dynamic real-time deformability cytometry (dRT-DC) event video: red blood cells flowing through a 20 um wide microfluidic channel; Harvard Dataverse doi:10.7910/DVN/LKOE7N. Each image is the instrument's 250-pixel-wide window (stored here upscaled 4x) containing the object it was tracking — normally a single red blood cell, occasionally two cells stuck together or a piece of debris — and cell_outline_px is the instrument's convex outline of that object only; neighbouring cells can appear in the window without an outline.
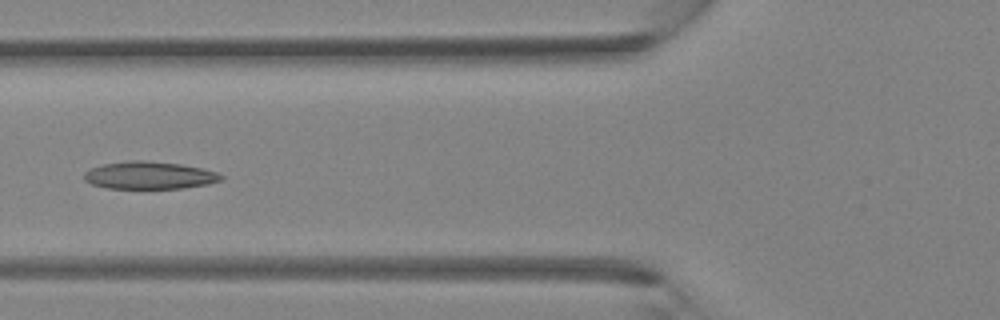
{"species": "Egyptian fruit bat (a non-hibernating species)", "species_latin": "Rousettus aegyptiacus", "temperature_condition": "room temperature", "stored_images_in_passage": 4, "camera_frame_rate_fps": 3000, "um_per_image_px": 0.085, "animal": {"sex": "female"}, "frame": {"image": 1, "passage_image": 4, "time_ms": 1.0, "image_size_px": [1000, 320], "cell_outline_px": [[224, 180], [208, 184], [184, 188], [108, 188], [92, 184], [84, 180], [84, 172], [88, 168], [104, 164], [128, 160], [144, 160], [180, 164], [200, 168], [216, 172], [224, 176]], "centroid_in_image_um": [12.69, 14.9], "position_along_channel_um": 113.1, "area_um2": 22.02}}